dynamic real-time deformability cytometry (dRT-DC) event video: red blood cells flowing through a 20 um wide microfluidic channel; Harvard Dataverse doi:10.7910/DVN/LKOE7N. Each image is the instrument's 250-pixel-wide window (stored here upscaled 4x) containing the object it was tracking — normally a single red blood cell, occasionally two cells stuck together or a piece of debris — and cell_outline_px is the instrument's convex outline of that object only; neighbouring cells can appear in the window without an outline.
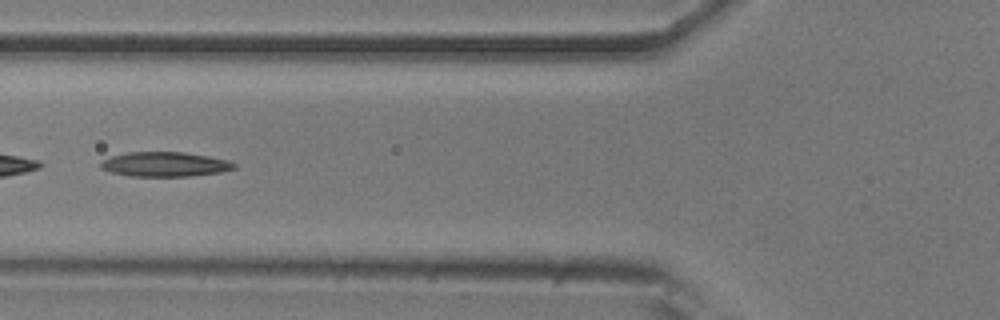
{"species": "common noctule bat (a hibernating species)", "species_latin": "Nyctalus noctula", "temperature_condition": "room temperature", "stored_images_in_passage": 51, "camera_frame_rate_fps": 3000, "um_per_image_px": 0.085, "animal": {"sex": "male", "body_mass_g": 20.5, "forearm_length_mm": 52.5}, "frame": {"image": 1, "passage_image": 19, "time_ms": 6.0, "image_size_px": [1000, 320], "cell_outline_px": [[236, 168], [220, 172], [188, 176], [132, 176], [108, 172], [100, 168], [100, 160], [112, 156], [128, 152], [184, 152], [208, 156], [228, 160], [236, 164]], "centroid_in_image_um": [13.97, 13.96], "position_along_channel_um": 111.8, "area_um2": 19.19}}
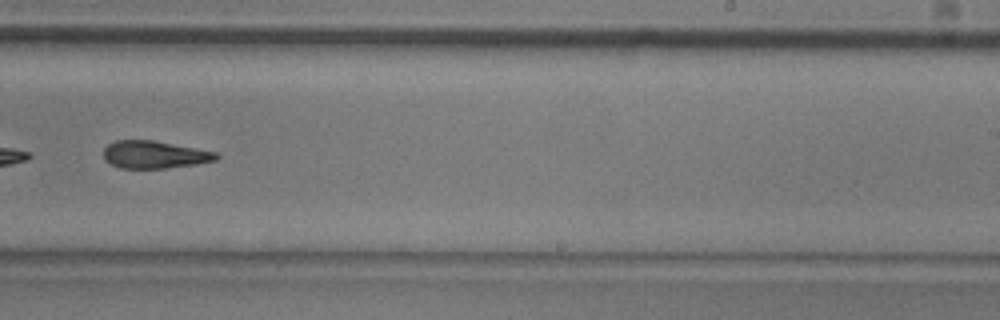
{"frame": {"image": 2, "passage_image": 32, "time_ms": 10.333, "image_size_px": [1000, 320], "cell_outline_px": [[220, 156], [216, 160], [196, 164], [164, 168], [120, 168], [104, 160], [104, 148], [108, 144], [116, 140], [152, 140], [196, 148], [216, 152]], "centroid_in_image_um": [13.12, 13.14], "position_along_channel_um": 275.9, "area_um2": 17.98}}
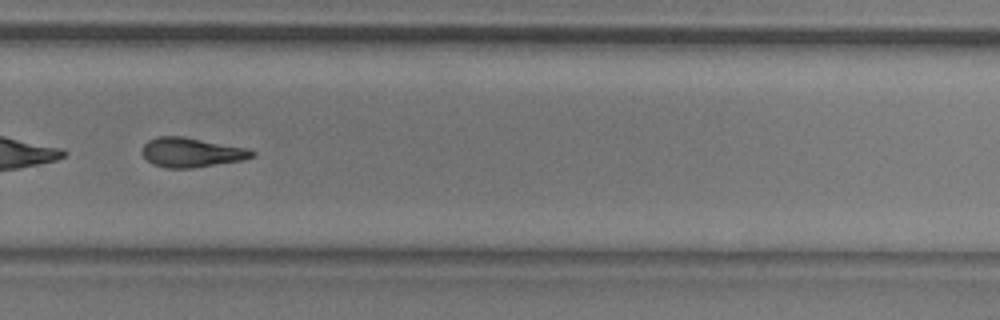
{"frame": {"image": 3, "passage_image": 35, "time_ms": 11.333, "image_size_px": [1000, 320], "cell_outline_px": [[256, 156], [244, 160], [192, 168], [168, 168], [152, 164], [144, 156], [140, 148], [148, 140], [156, 136], [180, 136], [248, 148], [256, 152]], "centroid_in_image_um": [16.28, 12.95], "position_along_channel_um": 313.5, "area_um2": 18.96}, "authors_computed_cell_mechanics": {"area_um2": 19.652, "velocity_mm_per_s": 3.7849, "shape_relaxation_time_tau1_ms": 7.5878, "shape_relaxation_time_tau2_ms": null, "deformation_change_tau1": 0.2004, "deformation_change_tau2": null}}